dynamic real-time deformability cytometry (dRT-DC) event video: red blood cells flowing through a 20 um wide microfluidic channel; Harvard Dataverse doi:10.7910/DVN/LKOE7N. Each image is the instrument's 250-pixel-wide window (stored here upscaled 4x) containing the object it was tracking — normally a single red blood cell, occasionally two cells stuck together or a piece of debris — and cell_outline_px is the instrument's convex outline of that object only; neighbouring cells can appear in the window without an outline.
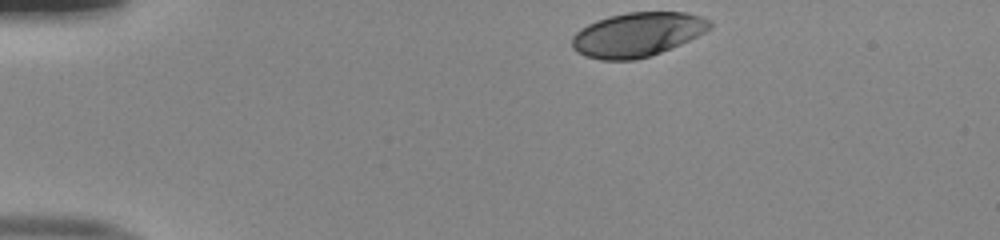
{"species": "human", "species_latin": "Homo sapiens", "temperature_condition": "room temperature", "stored_images_in_passage": 8, "camera_frame_rate_fps": 3000, "um_per_image_px": 0.085, "donor": {"sex": "male"}, "frame": {"image": 1, "passage_image": 1, "time_ms": 0.0, "image_size_px": [1000, 240], "cell_outline_px": [[712, 28], [680, 44], [660, 52], [636, 60], [600, 60], [584, 56], [576, 52], [572, 48], [572, 36], [580, 28], [588, 24], [608, 16], [628, 12], [684, 12], [700, 16], [712, 20]], "centroid_in_image_um": [54.15, 2.93], "position_along_channel_um": 30.8, "area_um2": 35.55}}